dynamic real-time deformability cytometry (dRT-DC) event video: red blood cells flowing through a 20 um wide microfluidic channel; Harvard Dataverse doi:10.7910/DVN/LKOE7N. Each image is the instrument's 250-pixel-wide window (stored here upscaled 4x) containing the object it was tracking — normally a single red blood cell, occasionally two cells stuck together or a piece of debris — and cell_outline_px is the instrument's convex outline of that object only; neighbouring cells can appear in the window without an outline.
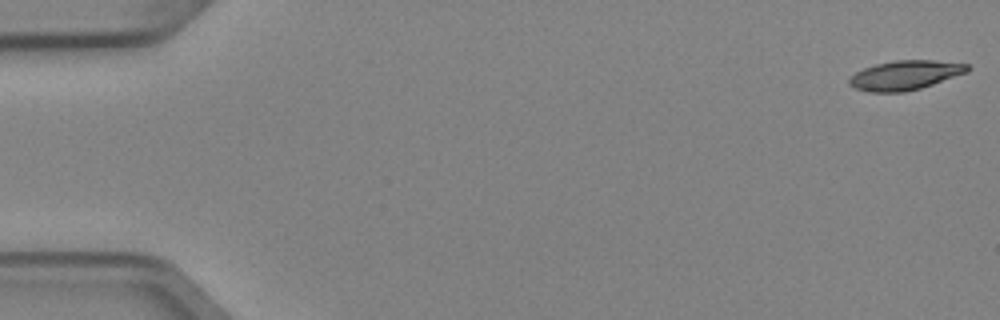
{"species": "Egyptian fruit bat (a non-hibernating species)", "species_latin": "Rousettus aegyptiacus", "temperature_condition": "cold", "stored_images_in_passage": 6, "segment_of_instrument_passage": [1, 2], "camera_frame_rate_fps": 3000, "um_per_image_px": 0.085, "animal": {"sex": "female"}, "frame": {"image": 1, "passage_image": 1, "time_ms": 0.0, "image_size_px": [1000, 320], "cell_outline_px": [[972, 68], [968, 72], [920, 88], [904, 92], [872, 92], [856, 88], [848, 84], [848, 80], [856, 72], [864, 68], [876, 64], [896, 60], [932, 60], [968, 64]], "centroid_in_image_um": [76.95, 6.38], "position_along_channel_um": 8.0, "area_um2": 20.06}}
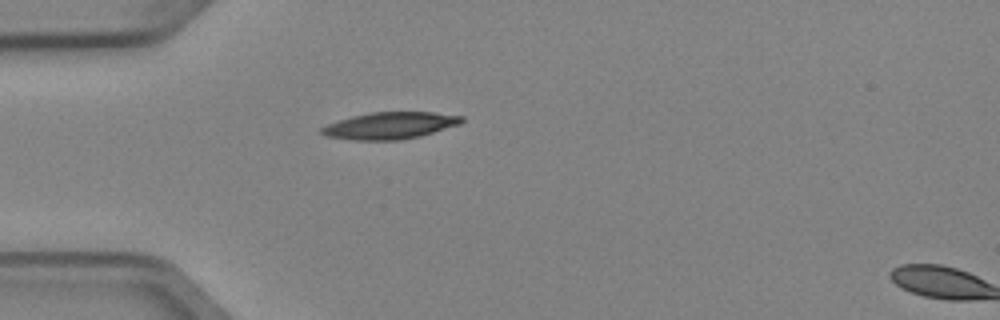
{"frame": {"image": 2, "passage_image": 5, "time_ms": 1.333, "image_size_px": [1000, 320], "cell_outline_px": [[464, 120], [460, 124], [420, 136], [400, 140], [352, 140], [328, 136], [320, 132], [320, 128], [328, 124], [352, 116], [372, 112], [432, 112], [464, 116]], "centroid_in_image_um": [33.17, 10.67], "position_along_channel_um": 51.8, "area_um2": 21.79}}